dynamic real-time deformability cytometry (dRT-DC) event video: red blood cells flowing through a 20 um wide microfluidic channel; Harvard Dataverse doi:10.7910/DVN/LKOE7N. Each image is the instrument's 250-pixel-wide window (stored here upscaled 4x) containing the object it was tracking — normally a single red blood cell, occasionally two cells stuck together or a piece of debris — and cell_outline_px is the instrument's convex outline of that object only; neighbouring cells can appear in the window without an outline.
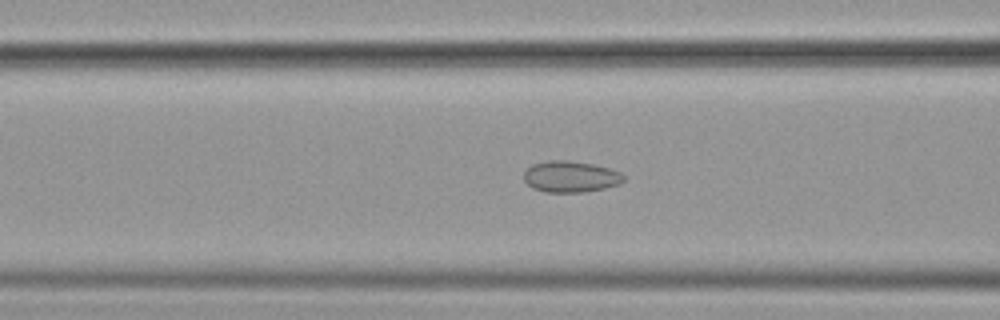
{"species": "common noctule bat (a hibernating species)", "species_latin": "Nyctalus noctula", "temperature_condition": "cold", "stored_images_in_passage": 47, "camera_frame_rate_fps": 3000, "um_per_image_px": 0.085, "animal": {"sex": "female", "body_mass_g": 19.9}, "frame": {"image": 1, "passage_image": 23, "time_ms": 7.333, "image_size_px": [1000, 320], "cell_outline_px": [[624, 180], [620, 184], [604, 188], [584, 192], [544, 192], [532, 188], [524, 180], [524, 172], [532, 164], [548, 160], [568, 160], [592, 164], [608, 168], [620, 172], [624, 176]], "centroid_in_image_um": [48.48, 15.01], "position_along_channel_um": 118.1, "area_um2": 18.21}}
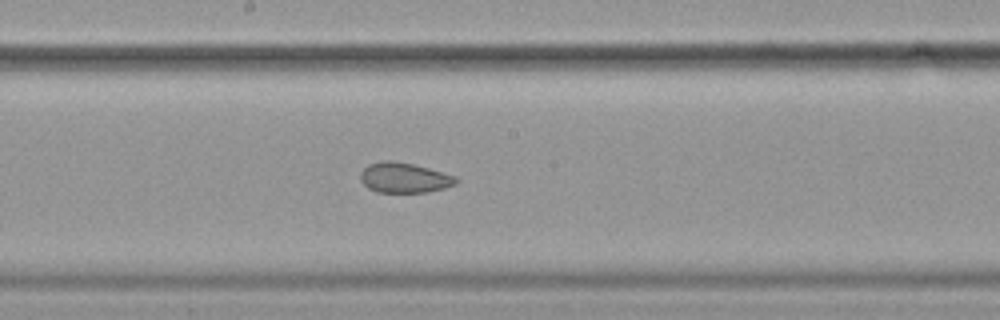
{"frame": {"image": 2, "passage_image": 31, "time_ms": 10.0, "image_size_px": [1000, 320], "cell_outline_px": [[460, 180], [456, 184], [444, 188], [428, 192], [376, 192], [368, 188], [360, 180], [360, 172], [368, 164], [384, 160], [392, 160], [412, 164], [428, 168], [456, 176]], "centroid_in_image_um": [34.36, 15.11], "position_along_channel_um": 213.8, "area_um2": 16.88}}
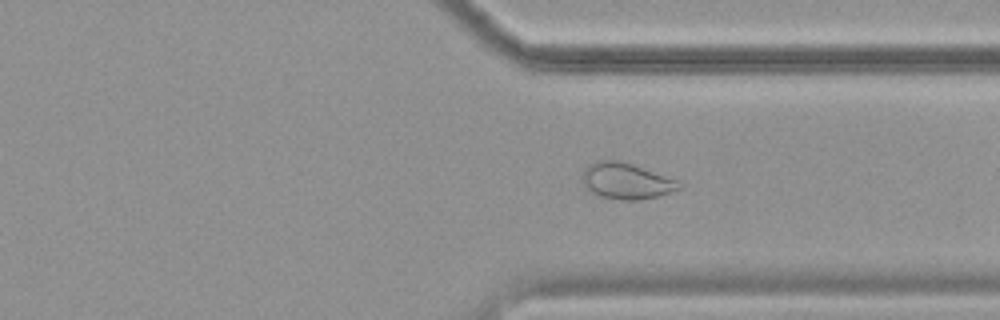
{"frame": {"image": 3, "passage_image": 43, "time_ms": 14.0, "image_size_px": [1000, 320], "cell_outline_px": [[680, 188], [660, 196], [640, 200], [624, 200], [600, 196], [592, 192], [584, 184], [584, 168], [588, 164], [596, 160], [616, 160], [632, 164], [676, 180]], "centroid_in_image_um": [53.2, 15.38], "position_along_channel_um": 358.2, "area_um2": 19.88}}